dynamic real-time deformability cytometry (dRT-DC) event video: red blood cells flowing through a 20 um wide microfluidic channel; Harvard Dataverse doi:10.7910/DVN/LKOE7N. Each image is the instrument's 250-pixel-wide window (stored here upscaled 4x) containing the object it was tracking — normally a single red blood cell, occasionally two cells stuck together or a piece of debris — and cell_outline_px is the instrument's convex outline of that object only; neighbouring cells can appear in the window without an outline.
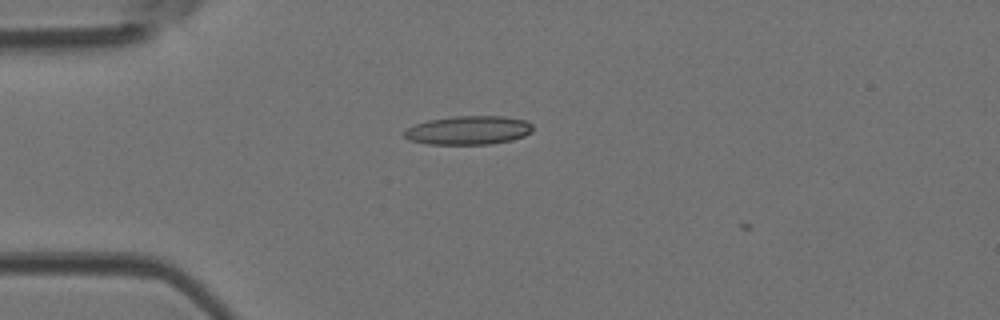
{"species": "Egyptian fruit bat (a non-hibernating species)", "species_latin": "Rousettus aegyptiacus", "temperature_condition": "room temperature", "stored_images_in_passage": 6, "camera_frame_rate_fps": 3000, "um_per_image_px": 0.085, "animal": {"sex": "female"}, "frame": {"image": 1, "passage_image": 4, "time_ms": 1.0, "image_size_px": [1000, 320], "cell_outline_px": [[532, 132], [524, 136], [512, 140], [492, 144], [428, 144], [408, 140], [404, 136], [404, 132], [408, 128], [416, 124], [428, 120], [456, 116], [504, 116], [524, 120], [532, 124]], "centroid_in_image_um": [39.83, 11.07], "position_along_channel_um": 45.2, "area_um2": 21.5}}